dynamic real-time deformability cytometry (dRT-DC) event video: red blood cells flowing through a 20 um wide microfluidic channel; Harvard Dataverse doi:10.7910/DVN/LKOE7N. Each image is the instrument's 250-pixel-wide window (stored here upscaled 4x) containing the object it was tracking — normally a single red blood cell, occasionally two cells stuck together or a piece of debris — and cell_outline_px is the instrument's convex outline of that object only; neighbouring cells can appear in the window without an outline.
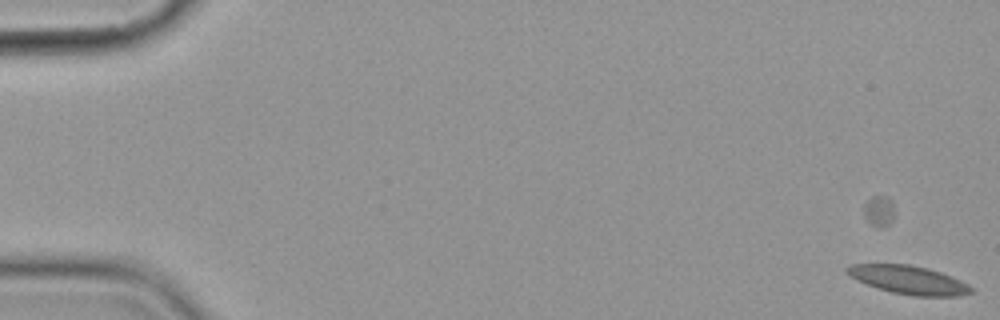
{"species": "common noctule bat (a hibernating species)", "species_latin": "Nyctalus noctula", "temperature_condition": "cold", "stored_images_in_passage": 9, "camera_frame_rate_fps": 3000, "um_per_image_px": 0.085, "animal": {"sex": "female", "body_mass_g": 19.9}, "frame": {"image": 1, "passage_image": 1, "time_ms": 0.0, "image_size_px": [1000, 320], "cell_outline_px": [[972, 292], [956, 296], [912, 296], [892, 292], [868, 284], [844, 272], [844, 268], [852, 264], [908, 264], [940, 272], [960, 280], [968, 284], [972, 288]], "centroid_in_image_um": [77.23, 23.79], "position_along_channel_um": 7.8, "area_um2": 20.11}}
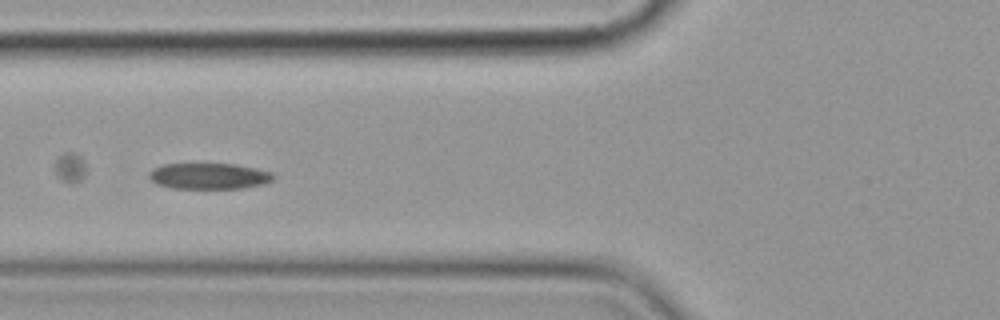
{"frame": {"image": 2, "passage_image": 7, "time_ms": 7.333, "image_size_px": [1000, 320], "cell_outline_px": [[276, 176], [272, 180], [264, 184], [244, 188], [172, 188], [156, 184], [148, 176], [148, 172], [164, 164], [236, 164], [256, 168], [272, 172]], "centroid_in_image_um": [17.8, 14.97], "position_along_channel_um": 108.0, "area_um2": 18.84}}
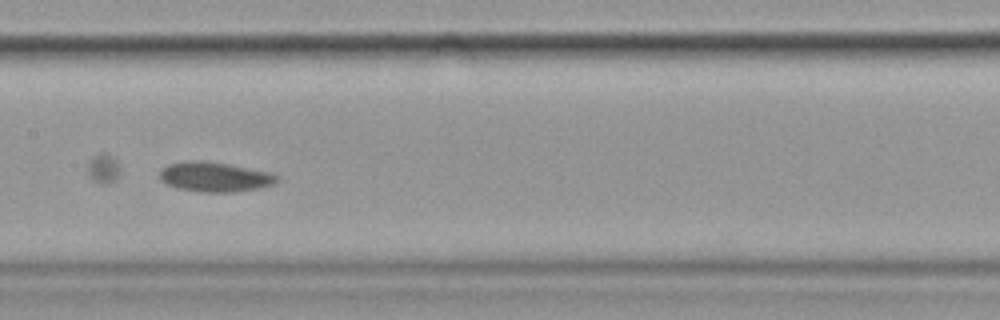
{"frame": {"image": 3, "passage_image": 9, "time_ms": 9.667, "image_size_px": [1000, 320], "cell_outline_px": [[280, 180], [276, 184], [260, 188], [236, 192], [200, 192], [176, 188], [160, 180], [160, 172], [168, 164], [188, 160], [200, 160], [228, 164], [272, 172], [280, 176]], "centroid_in_image_um": [18.32, 15.04], "position_along_channel_um": 189.1, "area_um2": 20.63}}